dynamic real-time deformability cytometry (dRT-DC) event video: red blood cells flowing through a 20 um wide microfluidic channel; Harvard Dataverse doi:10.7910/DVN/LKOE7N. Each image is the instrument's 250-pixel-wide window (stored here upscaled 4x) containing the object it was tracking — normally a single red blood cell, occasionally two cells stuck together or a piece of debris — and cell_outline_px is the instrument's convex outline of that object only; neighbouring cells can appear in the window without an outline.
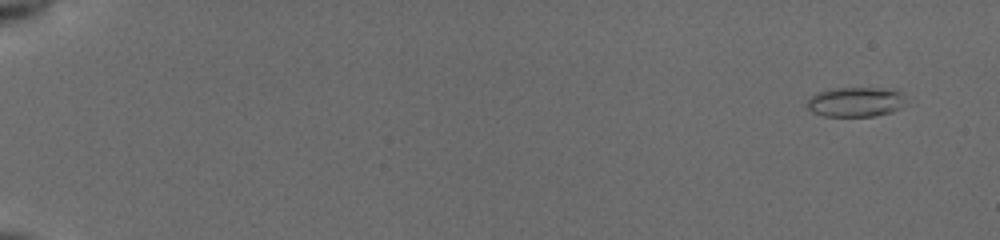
{"species": "common noctule bat (a hibernating species)", "species_latin": "Nyctalus noctula", "temperature_condition": "cold", "stored_images_in_passage": 55, "camera_frame_rate_fps": 3000, "um_per_image_px": 0.085, "animal": {"sex": "female", "body_mass_g": 19.5, "forearm_length_mm": 54.1}, "frame": {"image": 1, "passage_image": 4, "time_ms": 1.0, "image_size_px": [1000, 240], "cell_outline_px": [[900, 108], [892, 112], [872, 116], [824, 116], [812, 112], [804, 104], [816, 92], [828, 88], [876, 88], [900, 92]], "centroid_in_image_um": [72.58, 8.67], "position_along_channel_um": 12.4, "area_um2": 16.76}}
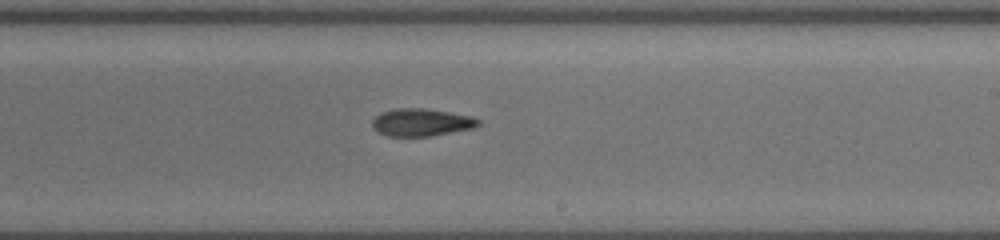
{"frame": {"image": 2, "passage_image": 36, "time_ms": 11.667, "image_size_px": [1000, 240], "cell_outline_px": [[480, 124], [472, 128], [432, 136], [388, 136], [372, 128], [372, 120], [380, 112], [396, 108], [424, 108], [472, 116], [480, 120]], "centroid_in_image_um": [35.8, 10.39], "position_along_channel_um": 253.2, "area_um2": 16.99}}
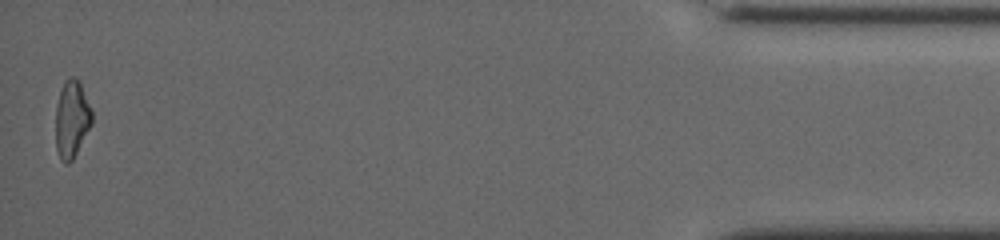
{"frame": {"image": 3, "passage_image": 55, "time_ms": 18.0, "image_size_px": [1000, 240], "cell_outline_px": [[92, 124], [72, 160], [68, 164], [64, 164], [60, 160], [56, 148], [56, 104], [64, 80], [68, 76], [72, 76], [80, 80], [92, 112]], "centroid_in_image_um": [6.09, 10.1], "position_along_channel_um": 429.1, "area_um2": 16.47}, "authors_computed_cell_mechanics": {"area_um2": 16.9354, "velocity_mm_per_s": 3.9508, "shape_relaxation_time_tau1_ms": null, "shape_relaxation_time_tau2_ms": 8.7296, "deformation_change_tau1": null, "deformation_change_tau2": 0.1998}}